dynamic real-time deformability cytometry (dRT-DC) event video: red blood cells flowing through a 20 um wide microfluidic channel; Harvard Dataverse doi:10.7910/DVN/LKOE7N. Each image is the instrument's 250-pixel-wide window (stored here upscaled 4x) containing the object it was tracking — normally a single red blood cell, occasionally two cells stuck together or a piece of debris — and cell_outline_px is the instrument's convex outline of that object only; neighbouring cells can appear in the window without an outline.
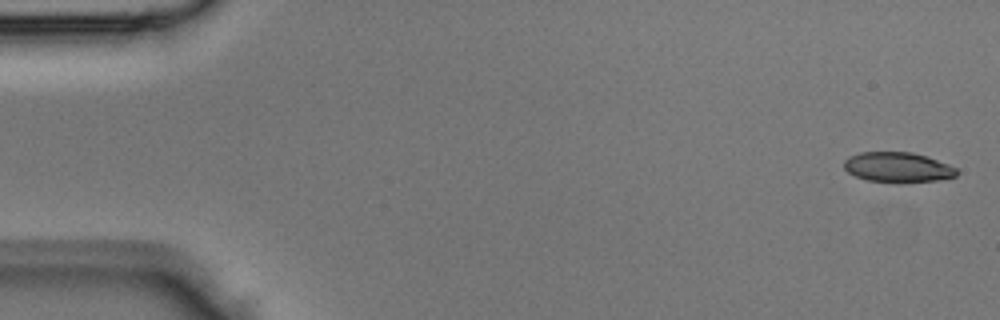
{"species": "Egyptian fruit bat (a non-hibernating species)", "species_latin": "Rousettus aegyptiacus", "temperature_condition": "room temperature", "stored_images_in_passage": 13, "camera_frame_rate_fps": 3000, "um_per_image_px": 0.085, "animal": {"sex": "male"}, "frame": {"image": 1, "passage_image": 1, "time_ms": 0.0, "image_size_px": [1000, 320], "cell_outline_px": [[960, 172], [956, 176], [940, 180], [868, 180], [856, 176], [848, 172], [844, 168], [844, 160], [848, 156], [860, 152], [912, 152], [928, 156], [948, 164], [956, 168]], "centroid_in_image_um": [76.32, 14.17], "position_along_channel_um": 8.7, "area_um2": 19.19}}